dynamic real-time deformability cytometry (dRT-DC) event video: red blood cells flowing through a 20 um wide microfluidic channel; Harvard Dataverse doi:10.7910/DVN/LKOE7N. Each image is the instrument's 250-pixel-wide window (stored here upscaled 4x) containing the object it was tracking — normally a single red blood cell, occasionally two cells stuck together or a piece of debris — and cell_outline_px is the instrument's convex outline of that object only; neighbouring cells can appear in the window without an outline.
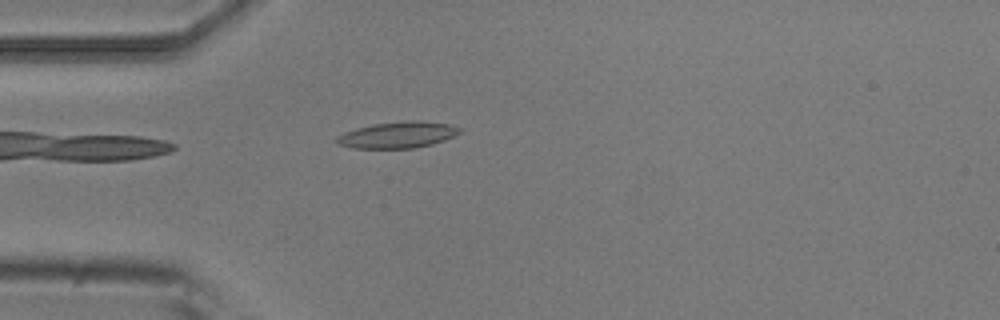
{"species": "common noctule bat (a hibernating species)", "species_latin": "Nyctalus noctula", "temperature_condition": "room temperature", "stored_images_in_passage": 4, "camera_frame_rate_fps": 3000, "um_per_image_px": 0.085, "animal": {"sex": "male", "body_mass_g": 20.5, "forearm_length_mm": 52.5}, "frame": {"image": 1, "passage_image": 4, "time_ms": 1.0, "image_size_px": [1000, 320], "cell_outline_px": [[464, 132], [444, 140], [432, 144], [416, 148], [352, 148], [336, 144], [336, 136], [344, 132], [356, 128], [372, 124], [404, 120], [420, 120], [448, 124], [460, 128]], "centroid_in_image_um": [33.8, 11.46], "position_along_channel_um": 51.2, "area_um2": 19.13}}